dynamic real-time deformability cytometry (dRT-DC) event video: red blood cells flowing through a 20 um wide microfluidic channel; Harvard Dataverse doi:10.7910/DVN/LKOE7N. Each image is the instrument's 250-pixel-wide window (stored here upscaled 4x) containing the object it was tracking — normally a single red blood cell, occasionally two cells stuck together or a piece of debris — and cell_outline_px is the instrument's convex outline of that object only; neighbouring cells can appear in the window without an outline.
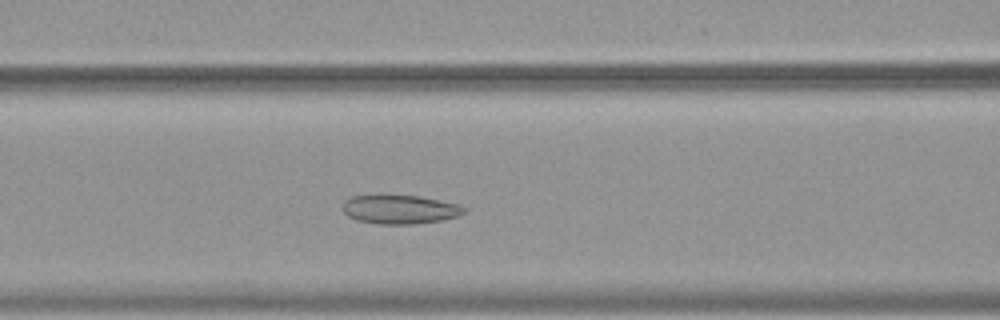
{"species": "common noctule bat (a hibernating species)", "species_latin": "Nyctalus noctula", "temperature_condition": "warm", "stored_images_in_passage": 46, "camera_frame_rate_fps": 3000, "um_per_image_px": 0.085, "animal": {"sex": "female", "body_mass_g": 19.9}, "frame": {"image": 1, "passage_image": 15, "time_ms": 4.667, "image_size_px": [1000, 320], "cell_outline_px": [[468, 208], [460, 216], [440, 220], [412, 224], [380, 224], [356, 220], [348, 216], [344, 212], [344, 200], [352, 196], [380, 192], [420, 196], [460, 204]], "centroid_in_image_um": [33.97, 17.75], "position_along_channel_um": 132.6, "area_um2": 21.27}}
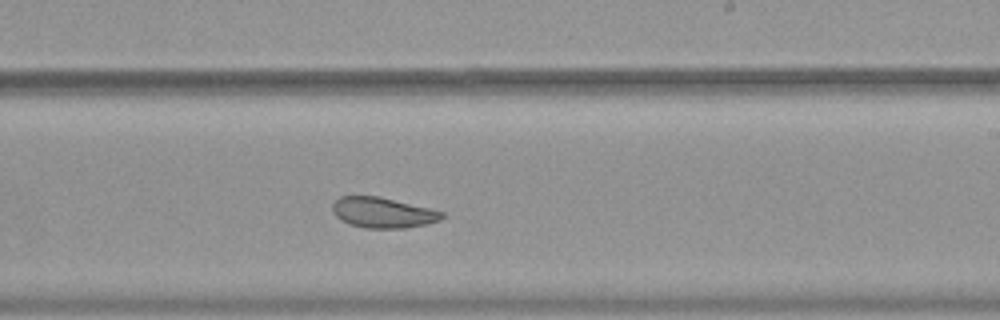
{"frame": {"image": 2, "passage_image": 25, "time_ms": 8.0, "image_size_px": [1000, 320], "cell_outline_px": [[444, 216], [440, 220], [424, 224], [404, 228], [364, 228], [348, 224], [340, 220], [332, 212], [332, 204], [340, 196], [380, 196], [444, 212]], "centroid_in_image_um": [32.49, 18.07], "position_along_channel_um": 256.5, "area_um2": 19.42}}
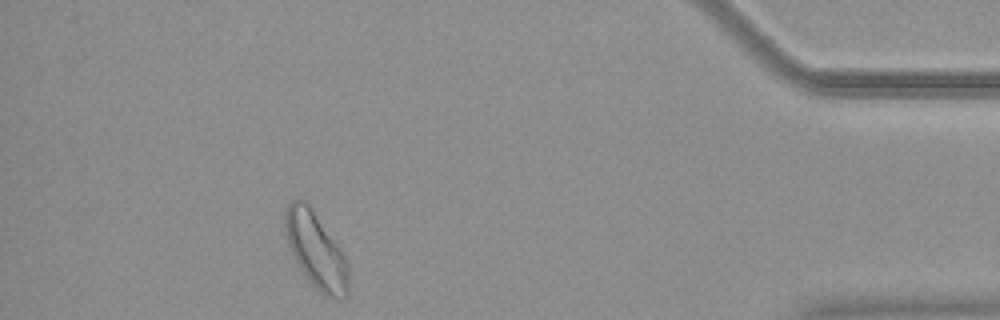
{"frame": {"image": 3, "passage_image": 41, "time_ms": 13.333, "image_size_px": [1000, 320], "cell_outline_px": [[348, 296], [340, 300], [324, 296], [312, 284], [300, 268], [288, 244], [284, 228], [284, 216], [288, 204], [292, 200], [304, 200], [308, 204], [348, 260]], "centroid_in_image_um": [26.87, 21.32], "position_along_channel_um": 408.3, "area_um2": 27.63}, "authors_computed_cell_mechanics": {"area_um2": 23.0622, "velocity_mm_per_s": 3.7223, "shape_relaxation_time_tau1_ms": null, "shape_relaxation_time_tau2_ms": 2.4718, "deformation_change_tau1": null, "deformation_change_tau2": 0.0608}}